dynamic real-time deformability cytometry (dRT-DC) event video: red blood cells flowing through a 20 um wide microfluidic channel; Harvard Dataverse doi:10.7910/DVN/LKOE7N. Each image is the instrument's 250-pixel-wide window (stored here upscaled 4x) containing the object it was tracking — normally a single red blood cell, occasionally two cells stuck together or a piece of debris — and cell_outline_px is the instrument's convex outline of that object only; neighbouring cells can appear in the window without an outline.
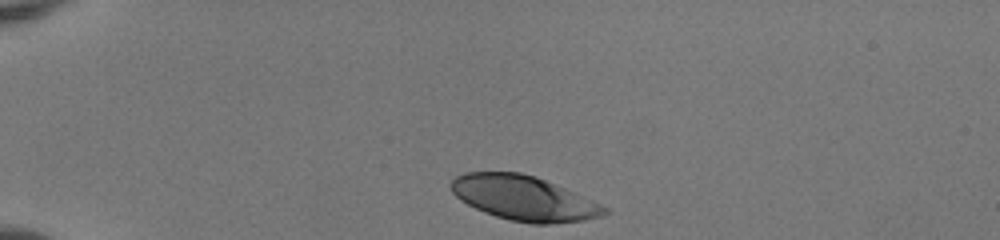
{"species": "human", "species_latin": "Homo sapiens", "temperature_condition": "room temperature", "stored_images_in_passage": 34, "camera_frame_rate_fps": 3000, "um_per_image_px": 0.085, "donor": {"sex": "female"}, "frame": {"image": 1, "passage_image": 1, "time_ms": 0.0, "image_size_px": [1000, 240], "cell_outline_px": [[608, 212], [600, 216], [584, 220], [552, 224], [532, 224], [512, 220], [496, 216], [484, 212], [460, 200], [452, 192], [452, 180], [456, 176], [464, 172], [520, 172], [536, 176], [592, 200], [608, 208]], "centroid_in_image_um": [44.52, 16.84], "position_along_channel_um": 40.5, "area_um2": 39.59}}
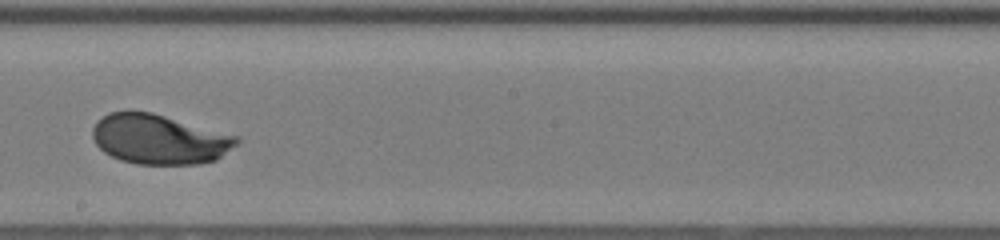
{"frame": {"image": 2, "passage_image": 20, "time_ms": 6.333, "image_size_px": [1000, 240], "cell_outline_px": [[240, 144], [216, 160], [200, 164], [136, 164], [120, 160], [104, 152], [96, 144], [92, 136], [92, 128], [96, 120], [108, 112], [128, 108], [152, 112], [240, 136]], "centroid_in_image_um": [13.54, 11.8], "position_along_channel_um": 234.7, "area_um2": 42.83}}
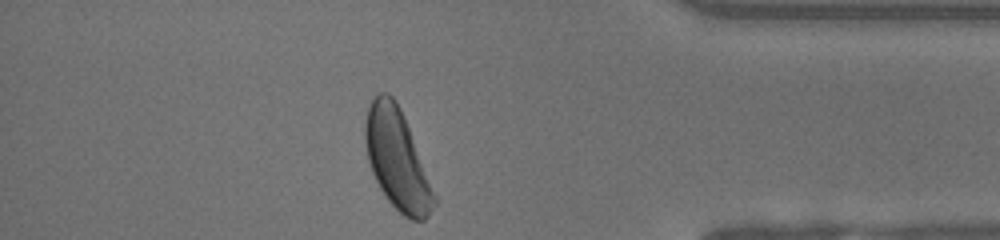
{"frame": {"image": 3, "passage_image": 34, "time_ms": 11.0, "image_size_px": [1000, 240], "cell_outline_px": [[436, 204], [428, 216], [424, 220], [412, 220], [404, 216], [384, 196], [372, 172], [368, 160], [364, 140], [364, 124], [368, 108], [372, 100], [380, 92], [388, 92], [396, 100], [404, 116], [436, 196]], "centroid_in_image_um": [33.74, 13.54], "position_along_channel_um": 401.5, "area_um2": 39.88}, "authors_computed_cell_mechanics": {"area_um2": 41.9917, "velocity_mm_per_s": 4.0089, "shape_relaxation_time_tau1_ms": 2.4967, "shape_relaxation_time_tau2_ms": null, "deformation_change_tau1": 0.1666, "deformation_change_tau2": null}}